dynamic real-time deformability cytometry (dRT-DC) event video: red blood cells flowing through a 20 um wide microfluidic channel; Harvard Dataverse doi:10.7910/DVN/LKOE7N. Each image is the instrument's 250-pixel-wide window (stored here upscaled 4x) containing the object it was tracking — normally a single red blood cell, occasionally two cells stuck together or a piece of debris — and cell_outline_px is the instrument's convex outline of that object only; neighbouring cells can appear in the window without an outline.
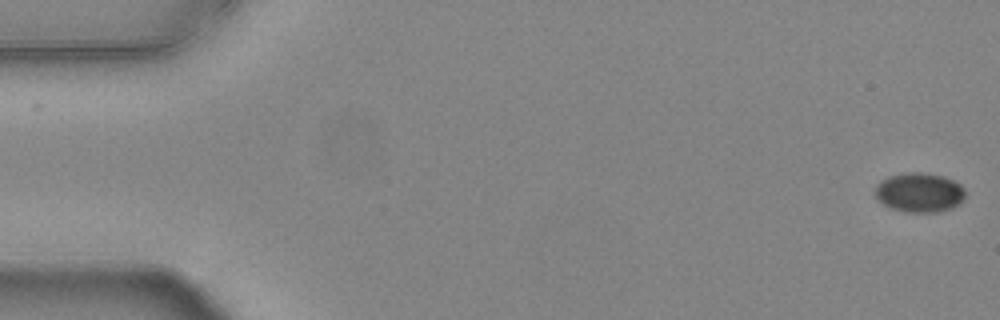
{"species": "common noctule bat (a hibernating species)", "species_latin": "Nyctalus noctula", "temperature_condition": "warm", "stored_images_in_passage": 55, "camera_frame_rate_fps": 3000, "um_per_image_px": 0.085, "animal": {"sex": "female", "body_mass_g": 24.6, "forearm_length_mm": 56.2}, "frame": {"image": 1, "passage_image": 1, "time_ms": 0.0, "image_size_px": [1000, 320], "cell_outline_px": [[964, 200], [960, 204], [952, 208], [936, 212], [908, 212], [892, 208], [884, 204], [876, 196], [876, 184], [880, 180], [888, 176], [908, 172], [920, 172], [944, 176], [960, 184], [964, 188]], "centroid_in_image_um": [78.17, 16.35], "position_along_channel_um": 6.8, "area_um2": 20.69}}
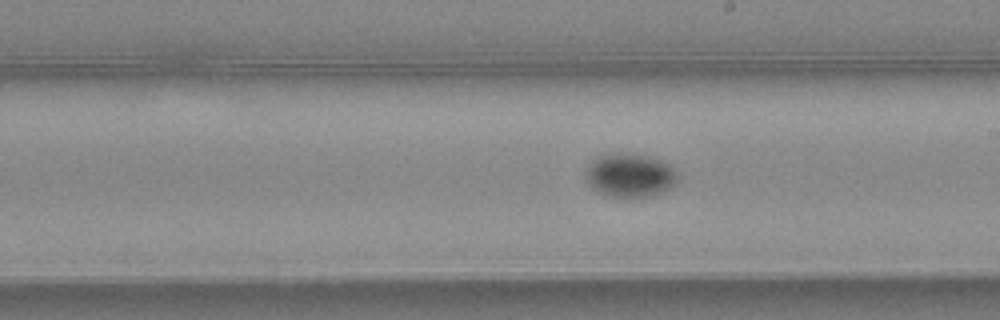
{"frame": {"image": 2, "passage_image": 31, "time_ms": 10.0, "image_size_px": [1000, 320], "cell_outline_px": [[680, 180], [676, 184], [652, 196], [632, 200], [608, 196], [592, 188], [588, 184], [584, 176], [584, 172], [592, 160], [600, 156], [644, 156], [660, 160], [668, 164], [680, 176]], "centroid_in_image_um": [53.55, 15.0], "position_along_channel_um": 235.4, "area_um2": 23.24}}
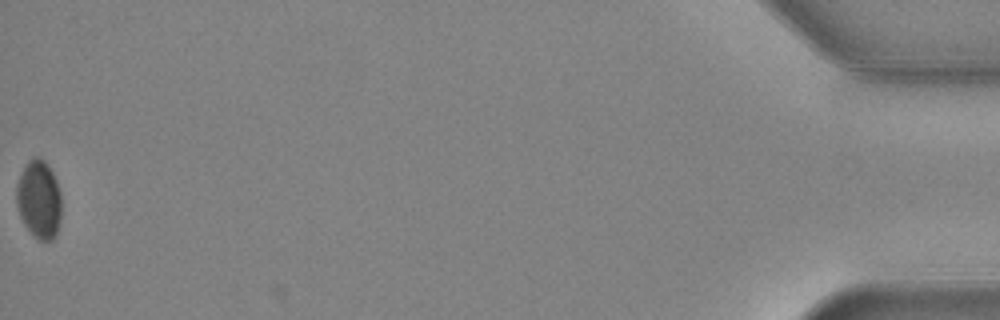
{"frame": {"image": 3, "passage_image": 55, "time_ms": 18.0, "image_size_px": [1000, 320], "cell_outline_px": [[60, 220], [56, 236], [52, 240], [40, 240], [24, 224], [20, 216], [16, 204], [16, 188], [20, 176], [28, 160], [32, 156], [40, 156], [48, 164], [56, 180], [60, 192]], "centroid_in_image_um": [3.31, 16.92], "position_along_channel_um": 431.9, "area_um2": 20.4}}